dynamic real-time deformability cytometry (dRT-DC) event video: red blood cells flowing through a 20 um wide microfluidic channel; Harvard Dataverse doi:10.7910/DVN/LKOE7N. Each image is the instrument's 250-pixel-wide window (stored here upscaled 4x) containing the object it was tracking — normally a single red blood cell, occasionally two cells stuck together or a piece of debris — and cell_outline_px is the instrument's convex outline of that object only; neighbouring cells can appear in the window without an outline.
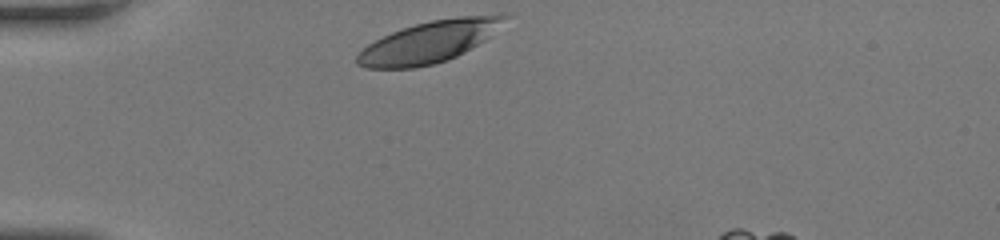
{"species": "human", "species_latin": "Homo sapiens", "temperature_condition": "room temperature", "stored_images_in_passage": 29, "camera_frame_rate_fps": 3000, "um_per_image_px": 0.085, "donor": {"sex": "female"}, "frame": {"image": 1, "passage_image": 1, "time_ms": 0.0, "image_size_px": [1000, 240], "cell_outline_px": [[508, 16], [484, 40], [464, 52], [448, 60], [432, 64], [412, 68], [368, 68], [356, 64], [356, 56], [368, 44], [392, 32], [416, 24], [432, 20], [460, 16]], "centroid_in_image_um": [36.37, 3.6], "position_along_channel_um": 48.6, "area_um2": 34.51}}
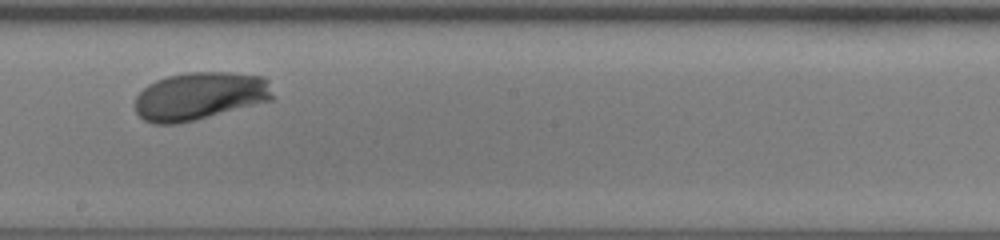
{"frame": {"image": 2, "passage_image": 17, "time_ms": 5.333, "image_size_px": [1000, 240], "cell_outline_px": [[276, 96], [272, 100], [176, 124], [156, 124], [144, 120], [136, 112], [136, 96], [148, 84], [156, 80], [168, 76], [188, 72], [232, 72], [264, 76], [268, 80]], "centroid_in_image_um": [17.02, 8.14], "position_along_channel_um": 231.2, "area_um2": 38.38}}
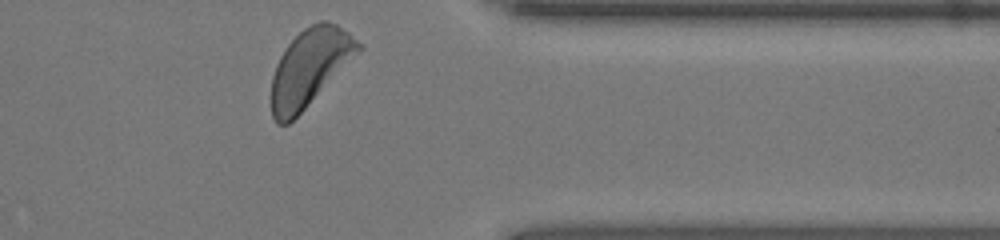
{"frame": {"image": 3, "passage_image": 29, "time_ms": 9.333, "image_size_px": [1000, 240], "cell_outline_px": [[364, 48], [288, 124], [276, 124], [272, 116], [272, 76], [276, 64], [280, 56], [288, 44], [304, 28], [320, 20], [328, 20], [336, 24], [348, 32], [364, 44]], "centroid_in_image_um": [26.35, 5.7], "position_along_channel_um": 385.1, "area_um2": 38.61}, "authors_computed_cell_mechanics": {"area_um2": 37.281, "velocity_mm_per_s": 3.9812, "shape_relaxation_time_tau1_ms": 2.7205, "shape_relaxation_time_tau2_ms": null, "deformation_change_tau1": 0.1593, "deformation_change_tau2": null}}